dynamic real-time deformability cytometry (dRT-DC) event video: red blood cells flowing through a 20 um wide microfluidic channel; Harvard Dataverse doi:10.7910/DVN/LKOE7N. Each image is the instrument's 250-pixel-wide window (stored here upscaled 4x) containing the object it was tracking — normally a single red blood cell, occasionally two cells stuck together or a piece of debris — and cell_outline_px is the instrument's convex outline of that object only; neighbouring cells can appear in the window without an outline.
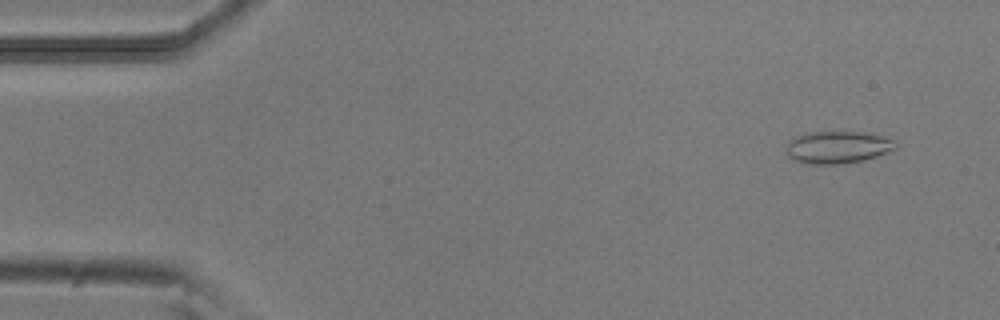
{"species": "common noctule bat (a hibernating species)", "species_latin": "Nyctalus noctula", "temperature_condition": "room temperature", "stored_images_in_passage": 52, "camera_frame_rate_fps": 3000, "um_per_image_px": 0.085, "animal": {"sex": "male", "body_mass_g": 20.5, "forearm_length_mm": 52.5}, "frame": {"image": 1, "passage_image": 4, "time_ms": 1.0, "image_size_px": [1000, 320], "cell_outline_px": [[900, 144], [896, 148], [888, 152], [864, 160], [836, 164], [808, 164], [796, 160], [788, 156], [784, 152], [788, 140], [808, 132], [864, 132], [884, 136], [896, 140]], "centroid_in_image_um": [71.22, 12.51], "position_along_channel_um": 13.8, "area_um2": 20.81}}
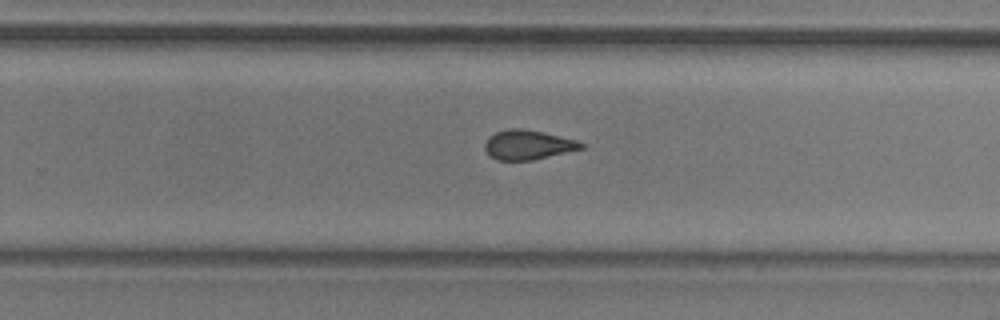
{"frame": {"image": 2, "passage_image": 33, "time_ms": 10.667, "image_size_px": [1000, 320], "cell_outline_px": [[584, 148], [532, 160], [496, 160], [488, 156], [484, 148], [484, 144], [488, 136], [496, 132], [508, 128], [520, 128], [544, 132], [576, 140], [584, 144]], "centroid_in_image_um": [44.82, 12.31], "position_along_channel_um": 285.0, "area_um2": 16.65}}
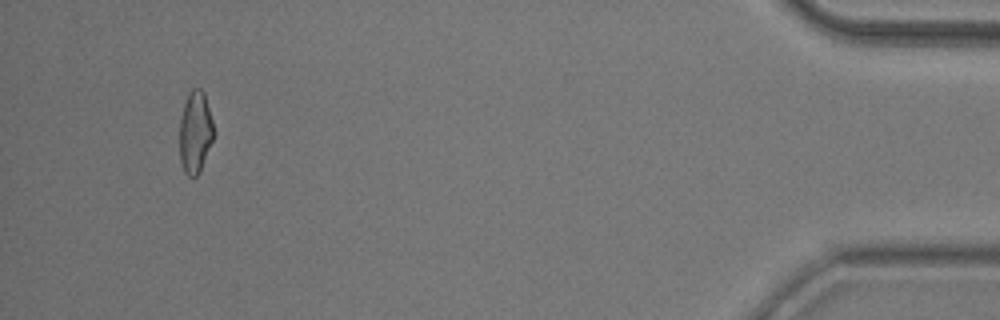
{"frame": {"image": 3, "passage_image": 49, "time_ms": 16.0, "image_size_px": [1000, 320], "cell_outline_px": [[216, 132], [200, 172], [196, 176], [188, 176], [184, 172], [180, 160], [180, 120], [184, 104], [192, 88], [200, 88], [204, 92]], "centroid_in_image_um": [16.62, 11.25], "position_along_channel_um": 418.6, "area_um2": 16.42}, "authors_computed_cell_mechanics": {"area_um2": 17.2533, "velocity_mm_per_s": 3.9016, "shape_relaxation_time_tau1_ms": 5.1282, "shape_relaxation_time_tau2_ms": 1.6233, "deformation_change_tau1": 0.1528, "deformation_change_tau2": 0.0987}}